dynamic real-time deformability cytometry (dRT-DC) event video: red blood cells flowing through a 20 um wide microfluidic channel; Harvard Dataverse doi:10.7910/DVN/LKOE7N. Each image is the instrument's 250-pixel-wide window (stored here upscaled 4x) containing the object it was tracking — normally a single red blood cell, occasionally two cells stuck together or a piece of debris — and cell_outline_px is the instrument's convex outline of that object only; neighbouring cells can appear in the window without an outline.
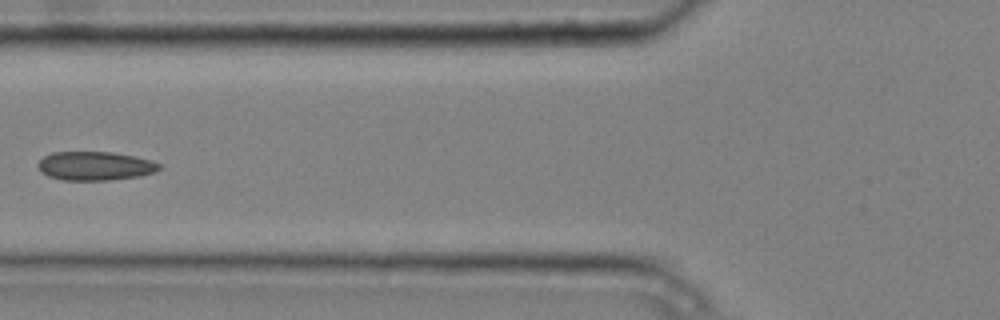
{"species": "common noctule bat (a hibernating species)", "species_latin": "Nyctalus noctula", "temperature_condition": "cold", "stored_images_in_passage": 6, "camera_frame_rate_fps": 3000, "um_per_image_px": 0.085, "animal": {"sex": "male", "body_mass_g": 20.4}, "frame": {"image": 1, "passage_image": 6, "time_ms": 1.667, "image_size_px": [1000, 320], "cell_outline_px": [[160, 168], [156, 172], [140, 176], [108, 180], [64, 180], [48, 176], [40, 172], [36, 164], [44, 156], [52, 152], [112, 152], [132, 156], [148, 160], [160, 164]], "centroid_in_image_um": [8.03, 14.11], "position_along_channel_um": 117.8, "area_um2": 20.29}}